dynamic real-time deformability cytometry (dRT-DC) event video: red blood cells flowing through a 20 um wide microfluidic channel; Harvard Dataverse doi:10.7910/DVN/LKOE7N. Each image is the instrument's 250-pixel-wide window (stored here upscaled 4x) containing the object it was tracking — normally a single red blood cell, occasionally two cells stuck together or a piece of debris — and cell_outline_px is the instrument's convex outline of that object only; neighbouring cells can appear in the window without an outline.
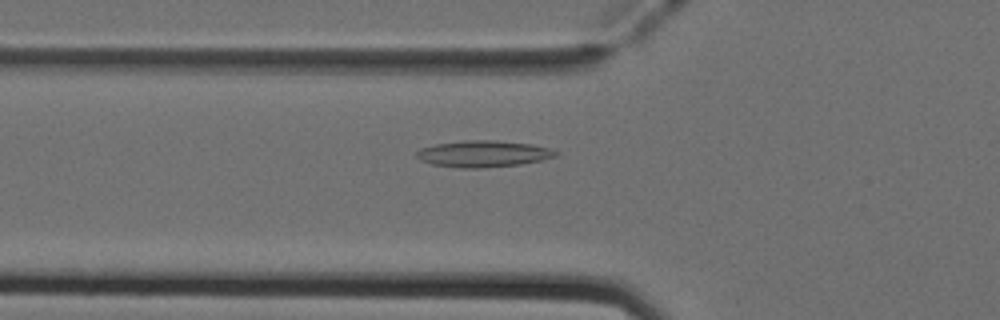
{"species": "Egyptian fruit bat (a non-hibernating species)", "species_latin": "Rousettus aegyptiacus", "temperature_condition": "cold", "stored_images_in_passage": 37, "camera_frame_rate_fps": 3000, "um_per_image_px": 0.085, "animal": {"sex": "female"}, "frame": {"image": 1, "passage_image": 7, "time_ms": 2.0, "image_size_px": [1000, 320], "cell_outline_px": [[560, 152], [556, 156], [544, 160], [520, 164], [480, 168], [460, 168], [432, 164], [420, 160], [416, 156], [416, 152], [420, 148], [436, 144], [464, 140], [492, 140], [532, 144], [548, 148]], "centroid_in_image_um": [41.08, 13.07], "position_along_channel_um": 84.7, "area_um2": 21.5}}
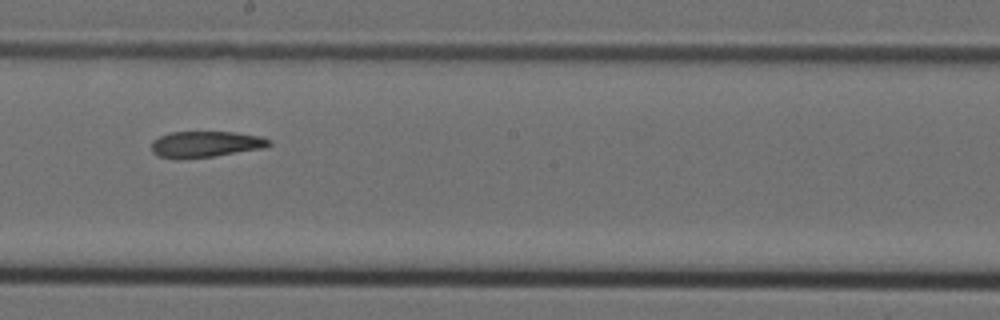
{"frame": {"image": 2, "passage_image": 18, "time_ms": 5.667, "image_size_px": [1000, 320], "cell_outline_px": [[272, 144], [264, 148], [212, 156], [160, 156], [152, 152], [152, 140], [160, 136], [172, 132], [232, 132], [260, 136], [272, 140]], "centroid_in_image_um": [17.55, 12.21], "position_along_channel_um": 230.6, "area_um2": 17.17}}
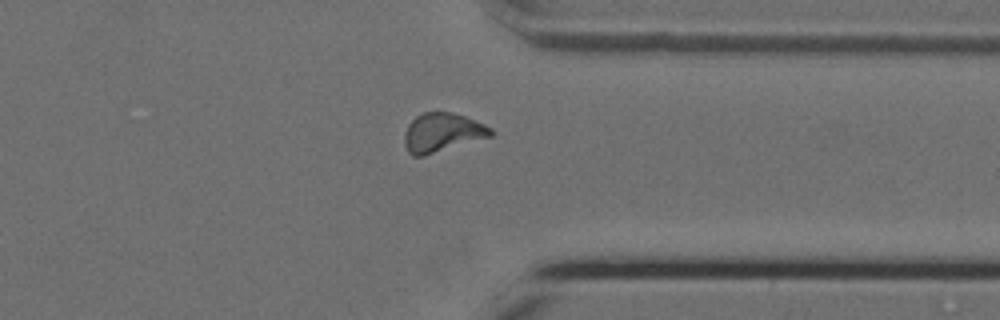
{"frame": {"image": 3, "passage_image": 29, "time_ms": 9.333, "image_size_px": [1000, 320], "cell_outline_px": [[496, 132], [492, 136], [424, 156], [412, 156], [408, 152], [404, 144], [404, 132], [408, 124], [416, 116], [424, 112], [452, 112], [464, 116], [484, 124], [492, 128]], "centroid_in_image_um": [37.59, 11.27], "position_along_channel_um": 373.8, "area_um2": 19.71}}